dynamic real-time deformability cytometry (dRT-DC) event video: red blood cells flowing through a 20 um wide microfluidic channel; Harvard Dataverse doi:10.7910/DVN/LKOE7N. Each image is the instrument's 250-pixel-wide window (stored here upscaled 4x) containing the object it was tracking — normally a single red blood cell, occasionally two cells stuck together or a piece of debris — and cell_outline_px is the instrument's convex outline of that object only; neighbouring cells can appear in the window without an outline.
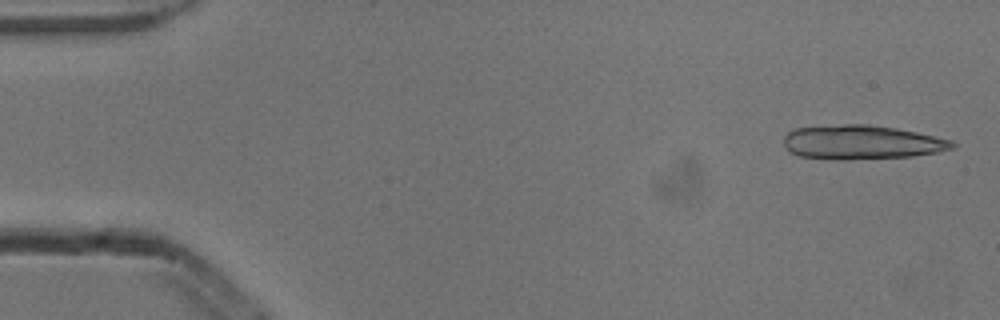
{"species": "common noctule bat (a hibernating species)", "species_latin": "Nyctalus noctula", "temperature_condition": "cold", "stored_images_in_passage": 2, "camera_frame_rate_fps": 3000, "um_per_image_px": 0.085, "animal": {"sex": "male", "body_mass_g": 13.3}, "frame": {"image": 1, "passage_image": 2, "time_ms": 0.333, "image_size_px": [1000, 320], "cell_outline_px": [[956, 148], [936, 152], [912, 156], [848, 160], [832, 160], [800, 156], [792, 152], [784, 144], [784, 136], [788, 132], [796, 128], [844, 124], [868, 124], [896, 128], [916, 132], [952, 140], [956, 144]], "centroid_in_image_um": [73.26, 12.1], "position_along_channel_um": 11.7, "area_um2": 33.58}}